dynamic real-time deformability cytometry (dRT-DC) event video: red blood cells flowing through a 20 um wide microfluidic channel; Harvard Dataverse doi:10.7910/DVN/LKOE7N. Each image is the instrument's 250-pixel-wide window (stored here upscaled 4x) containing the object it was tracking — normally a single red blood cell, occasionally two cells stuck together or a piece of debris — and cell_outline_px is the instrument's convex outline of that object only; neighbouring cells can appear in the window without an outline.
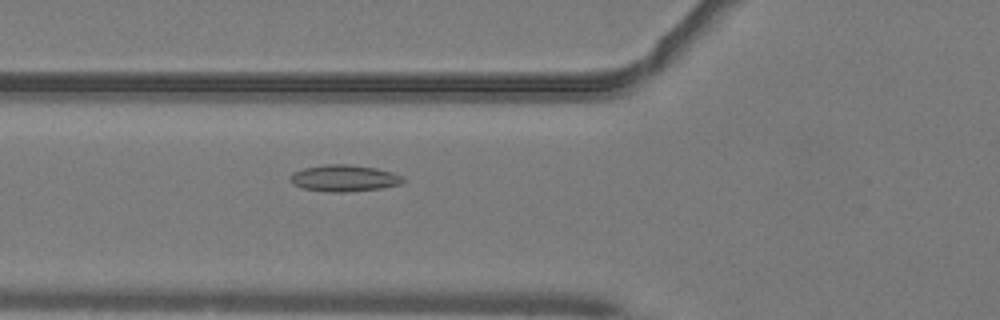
{"species": "common noctule bat (a hibernating species)", "species_latin": "Nyctalus noctula", "temperature_condition": "warm", "stored_images_in_passage": 50, "camera_frame_rate_fps": 3000, "um_per_image_px": 0.085, "animal": {"sex": "male", "body_mass_g": 19.2, "forearm_length_mm": 51.8}, "frame": {"image": 1, "passage_image": 18, "time_ms": 5.667, "image_size_px": [1000, 320], "cell_outline_px": [[408, 180], [400, 184], [380, 188], [344, 192], [324, 192], [304, 188], [292, 184], [288, 180], [288, 176], [292, 172], [304, 168], [324, 164], [348, 164], [376, 168], [392, 172]], "centroid_in_image_um": [29.2, 15.14], "position_along_channel_um": 96.6, "area_um2": 17.63}}
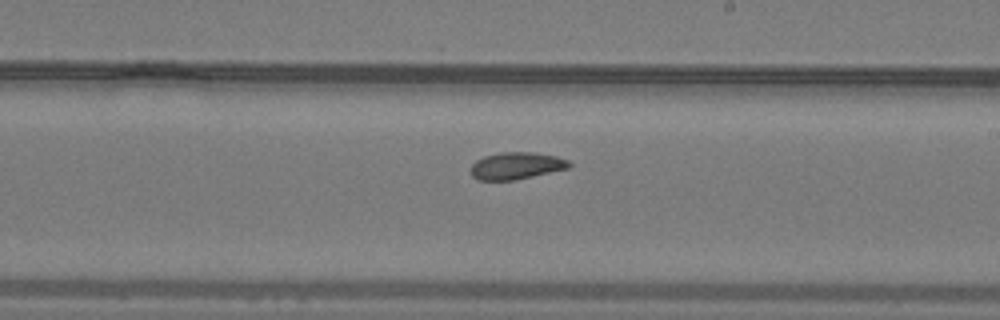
{"frame": {"image": 2, "passage_image": 29, "time_ms": 9.333, "image_size_px": [1000, 320], "cell_outline_px": [[572, 164], [568, 168], [516, 180], [476, 180], [472, 176], [472, 164], [476, 160], [484, 156], [500, 152], [536, 152], [556, 156], [568, 160]], "centroid_in_image_um": [43.89, 14.08], "position_along_channel_um": 245.1, "area_um2": 15.55}}
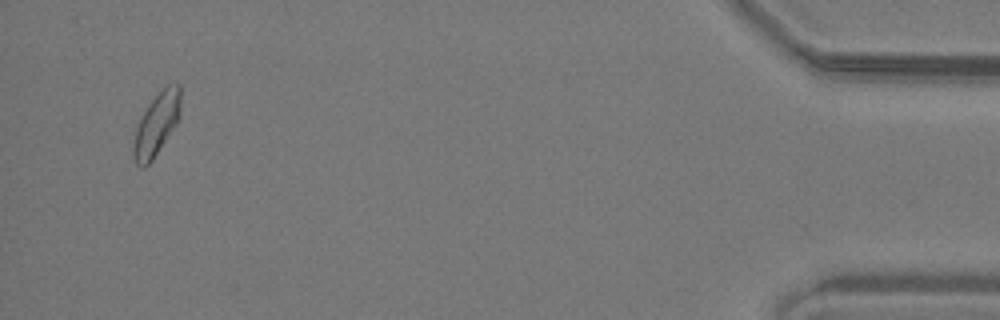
{"frame": {"image": 3, "passage_image": 48, "time_ms": 15.667, "image_size_px": [1000, 320], "cell_outline_px": [[180, 116], [176, 124], [152, 160], [144, 168], [140, 168], [136, 164], [132, 156], [132, 144], [136, 128], [140, 116], [148, 104], [168, 84], [176, 80], [180, 84]], "centroid_in_image_um": [13.29, 10.56], "position_along_channel_um": 421.9, "area_um2": 17.34}, "authors_computed_cell_mechanics": {"area_um2": 16.473, "velocity_mm_per_s": 4.0526, "shape_relaxation_time_tau1_ms": null, "shape_relaxation_time_tau2_ms": 2.8051, "deformation_change_tau1": null, "deformation_change_tau2": 0.0818}}